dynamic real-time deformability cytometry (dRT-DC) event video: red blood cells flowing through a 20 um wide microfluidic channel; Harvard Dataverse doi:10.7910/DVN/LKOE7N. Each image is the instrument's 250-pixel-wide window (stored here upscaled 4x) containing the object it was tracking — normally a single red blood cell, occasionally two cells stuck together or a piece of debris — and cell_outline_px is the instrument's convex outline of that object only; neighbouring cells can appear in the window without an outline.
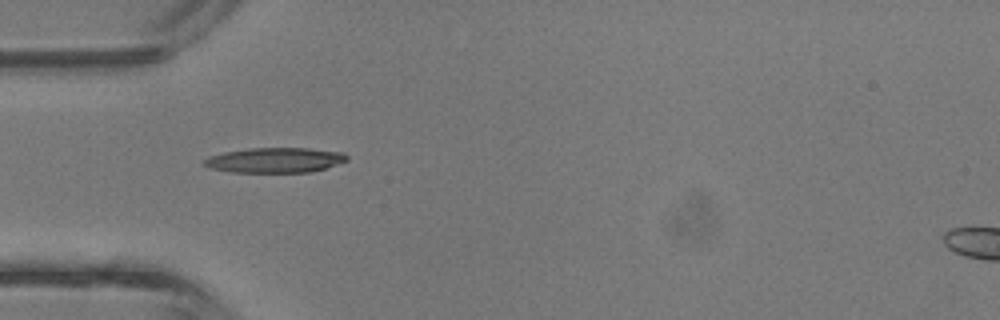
{"species": "common noctule bat (a hibernating species)", "species_latin": "Nyctalus noctula", "temperature_condition": "room temperature", "stored_images_in_passage": 2, "camera_frame_rate_fps": 3000, "um_per_image_px": 0.085, "animal": {"sex": "male", "body_mass_g": 13.3}, "frame": {"image": 1, "passage_image": 1, "time_ms": 0.0, "image_size_px": [1000, 320], "cell_outline_px": [[348, 160], [312, 172], [232, 172], [208, 168], [204, 164], [204, 160], [208, 156], [224, 152], [248, 148], [308, 148], [344, 152], [348, 156]], "centroid_in_image_um": [23.36, 13.61], "position_along_channel_um": 61.6, "area_um2": 20.87}}
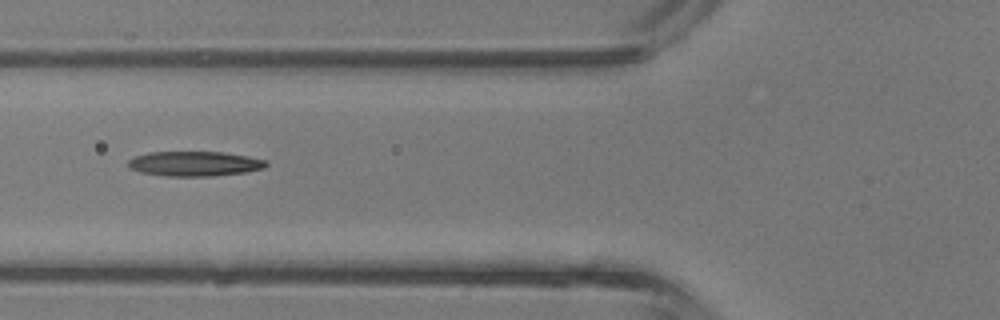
{"frame": {"image": 2, "passage_image": 2, "time_ms": 0.333, "image_size_px": [1000, 320], "cell_outline_px": [[268, 164], [264, 168], [248, 172], [212, 176], [164, 176], [140, 172], [128, 168], [128, 160], [136, 156], [148, 152], [224, 152], [248, 156], [268, 160]], "centroid_in_image_um": [16.56, 13.92], "position_along_channel_um": 109.2, "area_um2": 20.17}}